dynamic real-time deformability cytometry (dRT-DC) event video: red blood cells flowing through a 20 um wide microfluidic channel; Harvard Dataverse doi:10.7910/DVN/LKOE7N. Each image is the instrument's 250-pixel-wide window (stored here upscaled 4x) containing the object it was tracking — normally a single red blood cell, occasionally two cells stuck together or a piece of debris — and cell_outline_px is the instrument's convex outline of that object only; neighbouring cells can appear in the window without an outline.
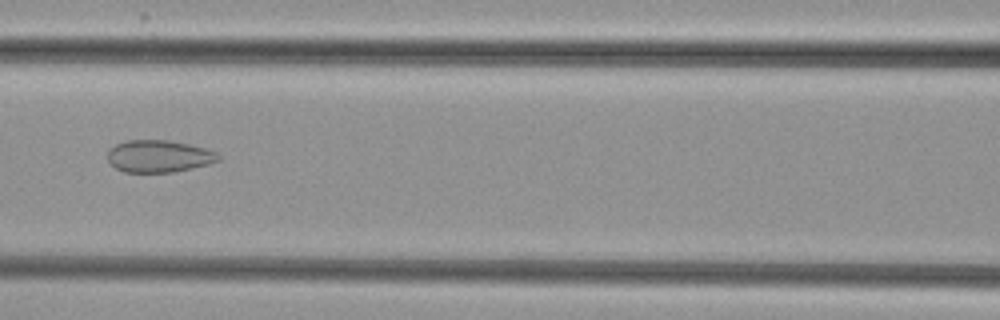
{"species": "common noctule bat (a hibernating species)", "species_latin": "Nyctalus noctula", "temperature_condition": "cold", "stored_images_in_passage": 7, "camera_frame_rate_fps": 3000, "um_per_image_px": 0.085, "animal": {"sex": "female", "body_mass_g": 29.2, "forearm_length_mm": 56.3}, "frame": {"image": 1, "passage_image": 7, "time_ms": 8.0, "image_size_px": [1000, 320], "cell_outline_px": [[220, 160], [208, 164], [192, 168], [172, 172], [124, 172], [116, 168], [108, 160], [108, 152], [116, 144], [124, 140], [168, 140], [188, 144], [204, 148], [216, 152], [220, 156]], "centroid_in_image_um": [13.5, 13.27], "position_along_channel_um": 153.1, "area_um2": 20.63}}